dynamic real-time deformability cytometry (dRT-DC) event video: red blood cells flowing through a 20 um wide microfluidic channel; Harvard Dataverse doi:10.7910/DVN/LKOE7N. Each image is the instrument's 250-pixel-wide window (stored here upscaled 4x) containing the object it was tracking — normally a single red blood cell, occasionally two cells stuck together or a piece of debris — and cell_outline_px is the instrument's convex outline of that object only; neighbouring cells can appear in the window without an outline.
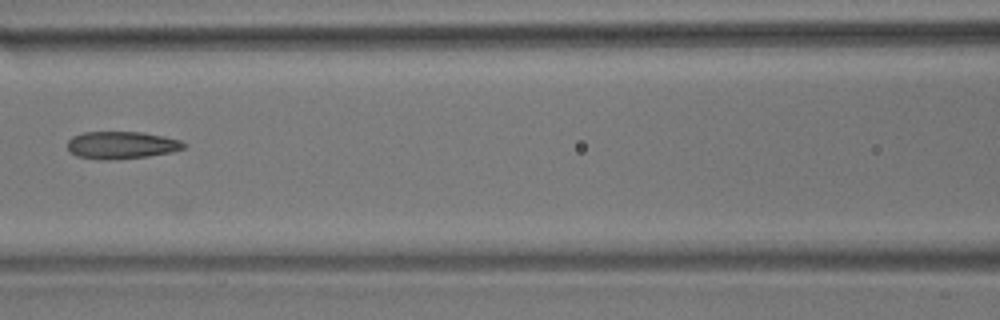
{"species": "common noctule bat (a hibernating species)", "species_latin": "Nyctalus noctula", "temperature_condition": "room temperature", "stored_images_in_passage": 8, "camera_frame_rate_fps": 3000, "um_per_image_px": 0.085, "animal": {"sex": "male", "body_mass_g": 17.9}, "frame": {"image": 1, "passage_image": 4, "time_ms": 1.0, "image_size_px": [1000, 320], "cell_outline_px": [[188, 144], [184, 148], [172, 152], [148, 156], [112, 160], [96, 160], [76, 156], [68, 148], [68, 140], [72, 136], [84, 132], [140, 132], [164, 136], [180, 140]], "centroid_in_image_um": [10.33, 12.34], "position_along_channel_um": 156.3, "area_um2": 18.73}}
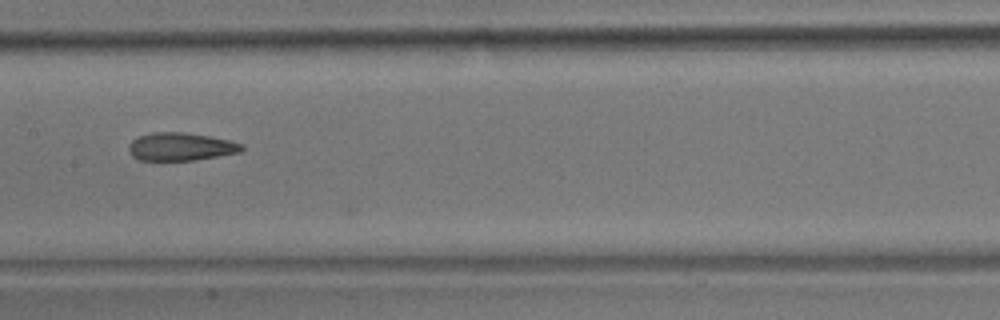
{"frame": {"image": 2, "passage_image": 5, "time_ms": 1.333, "image_size_px": [1000, 320], "cell_outline_px": [[244, 148], [240, 152], [196, 160], [140, 160], [132, 156], [128, 148], [128, 144], [132, 140], [140, 136], [152, 132], [184, 132], [208, 136], [228, 140], [244, 144]], "centroid_in_image_um": [15.36, 12.47], "position_along_channel_um": 192.0, "area_um2": 18.38}}
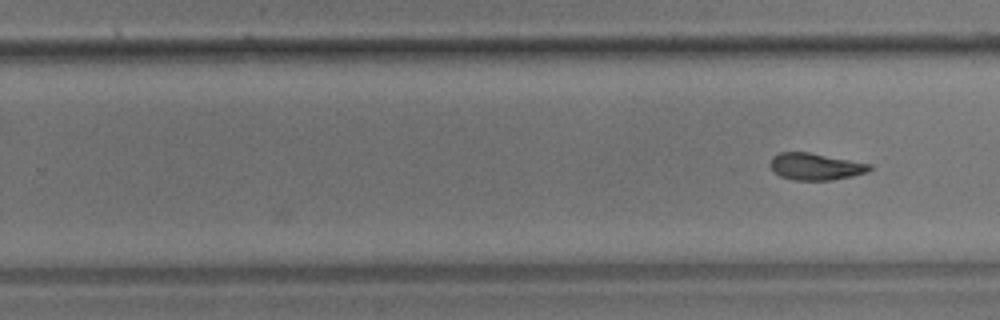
{"frame": {"image": 3, "passage_image": 8, "time_ms": 2.333, "image_size_px": [1000, 320], "cell_outline_px": [[872, 168], [868, 172], [852, 176], [832, 180], [792, 180], [780, 176], [768, 164], [772, 156], [780, 152], [808, 152], [872, 164]], "centroid_in_image_um": [69.31, 14.15], "position_along_channel_um": 260.5, "area_um2": 15.61}}